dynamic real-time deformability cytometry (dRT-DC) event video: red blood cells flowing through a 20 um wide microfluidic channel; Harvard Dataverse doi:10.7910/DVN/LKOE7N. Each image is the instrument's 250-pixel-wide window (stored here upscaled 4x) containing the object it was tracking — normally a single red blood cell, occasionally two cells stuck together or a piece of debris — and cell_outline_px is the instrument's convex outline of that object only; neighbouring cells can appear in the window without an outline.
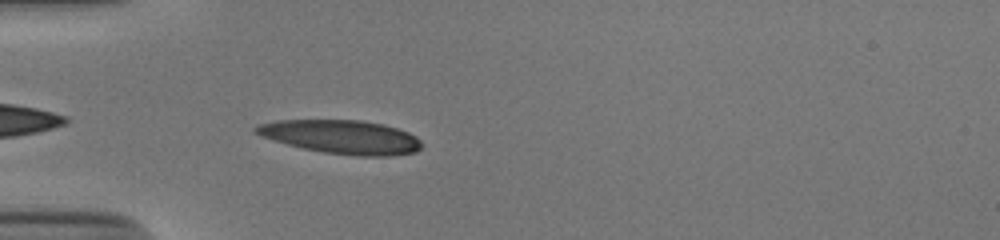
{"species": "human", "species_latin": "Homo sapiens", "temperature_condition": "cold", "stored_images_in_passage": 38, "camera_frame_rate_fps": 3000, "um_per_image_px": 0.085, "donor": {"sex": "male"}, "frame": {"image": 1, "passage_image": 2, "time_ms": 0.333, "image_size_px": [1000, 240], "cell_outline_px": [[424, 144], [416, 152], [388, 156], [356, 156], [324, 152], [300, 148], [260, 136], [252, 132], [252, 128], [256, 124], [276, 120], [360, 120], [384, 124], [408, 132], [416, 136]], "centroid_in_image_um": [28.99, 11.63], "position_along_channel_um": 56.0, "area_um2": 32.89}}
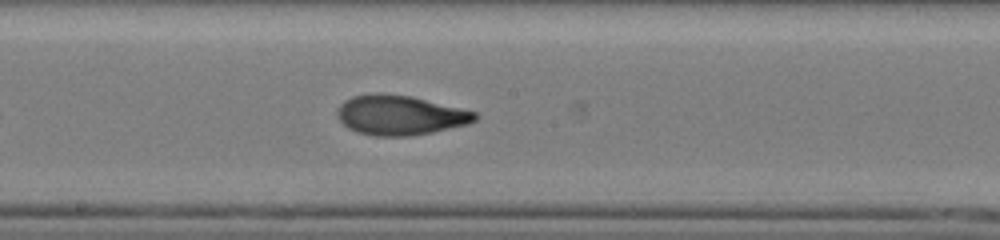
{"frame": {"image": 2, "passage_image": 15, "time_ms": 4.667, "image_size_px": [1000, 240], "cell_outline_px": [[480, 116], [476, 120], [468, 124], [432, 132], [408, 136], [376, 136], [356, 132], [348, 128], [336, 116], [336, 108], [344, 100], [352, 96], [372, 92], [376, 92], [412, 96], [476, 112]], "centroid_in_image_um": [33.96, 9.77], "position_along_channel_um": 214.2, "area_um2": 32.14}}
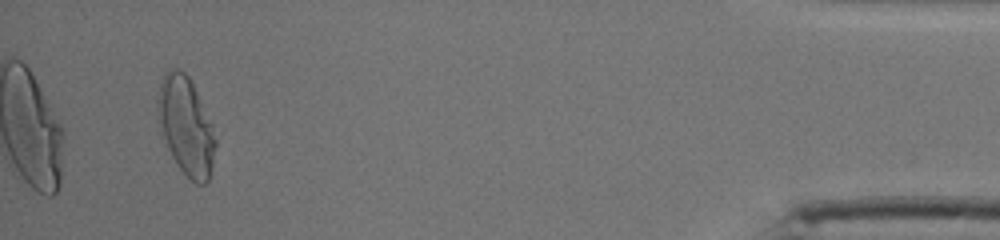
{"frame": {"image": 3, "passage_image": 36, "time_ms": 11.667, "image_size_px": [1000, 240], "cell_outline_px": [[216, 144], [212, 168], [208, 180], [204, 184], [196, 184], [176, 164], [168, 148], [156, 116], [156, 100], [160, 80], [164, 72], [168, 68], [176, 68], [184, 72], [188, 76], [212, 124], [216, 140]], "centroid_in_image_um": [15.78, 10.68], "position_along_channel_um": 419.4, "area_um2": 32.95}, "authors_computed_cell_mechanics": {"area_um2": 31.501, "velocity_mm_per_s": 3.8775, "shape_relaxation_time_tau1_ms": 4.7076, "shape_relaxation_time_tau2_ms": 1.2407, "deformation_change_tau1": 0.212, "deformation_change_tau2": 0.0767}}